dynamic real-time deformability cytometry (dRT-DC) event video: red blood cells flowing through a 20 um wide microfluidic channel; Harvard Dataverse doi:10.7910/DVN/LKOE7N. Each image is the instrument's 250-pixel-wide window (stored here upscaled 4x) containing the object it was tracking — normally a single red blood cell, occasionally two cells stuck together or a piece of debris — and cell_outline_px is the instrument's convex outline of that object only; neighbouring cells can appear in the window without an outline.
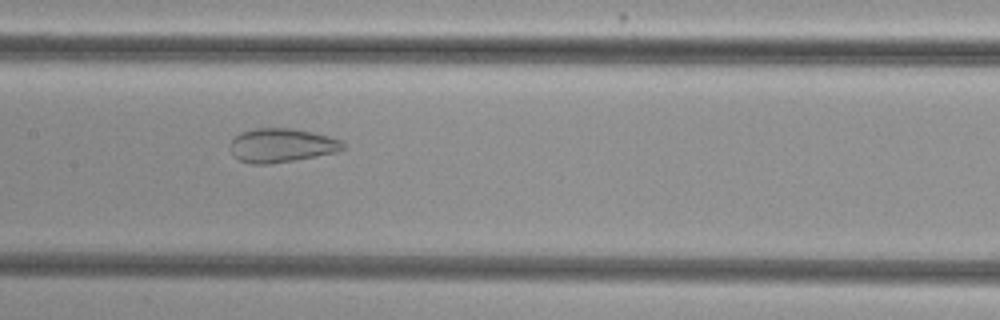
{"species": "common noctule bat (a hibernating species)", "species_latin": "Nyctalus noctula", "temperature_condition": "cold", "stored_images_in_passage": 49, "camera_frame_rate_fps": 3000, "um_per_image_px": 0.085, "animal": {"sex": "female", "body_mass_g": 29.2, "forearm_length_mm": 56.3}, "frame": {"image": 1, "passage_image": 22, "time_ms": 7.0, "image_size_px": [1000, 320], "cell_outline_px": [[344, 148], [336, 152], [292, 160], [268, 164], [252, 164], [240, 160], [232, 152], [232, 140], [240, 132], [256, 128], [292, 128], [312, 132], [328, 136], [340, 140], [344, 144]], "centroid_in_image_um": [23.94, 12.34], "position_along_channel_um": 183.5, "area_um2": 21.85}}
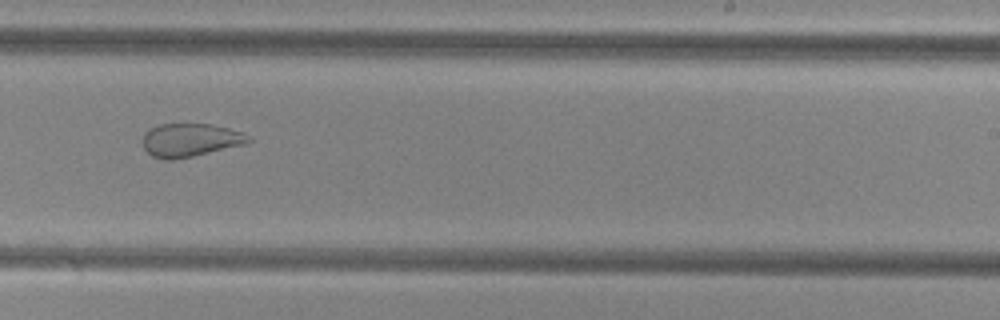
{"frame": {"image": 2, "passage_image": 29, "time_ms": 9.333, "image_size_px": [1000, 320], "cell_outline_px": [[252, 140], [244, 144], [192, 156], [172, 160], [164, 160], [152, 156], [144, 148], [144, 132], [148, 128], [160, 124], [212, 124], [244, 132], [252, 136]], "centroid_in_image_um": [16.18, 11.89], "position_along_channel_um": 272.8, "area_um2": 20.52}}
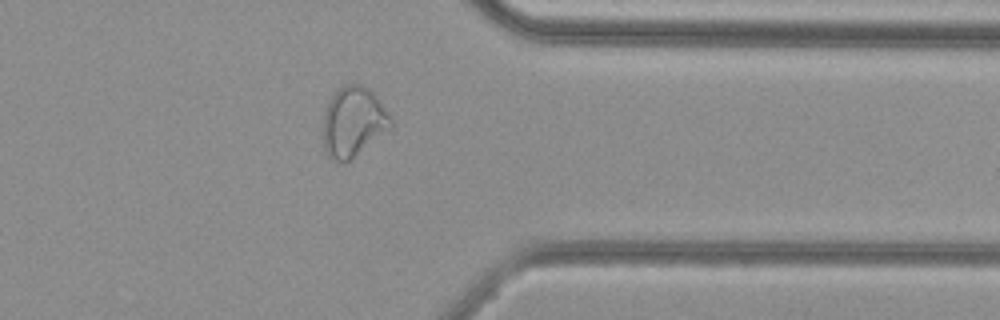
{"frame": {"image": 3, "passage_image": 38, "time_ms": 12.333, "image_size_px": [1000, 320], "cell_outline_px": [[392, 128], [344, 164], [332, 160], [324, 152], [324, 112], [332, 96], [344, 84], [364, 84], [376, 96], [392, 120]], "centroid_in_image_um": [30.03, 10.38], "position_along_channel_um": 381.4, "area_um2": 27.46}, "authors_computed_cell_mechanics": {"area_um2": 29.2468, "velocity_mm_per_s": 3.8443, "shape_relaxation_time_tau1_ms": null, "shape_relaxation_time_tau2_ms": 1.1822, "deformation_change_tau1": null, "deformation_change_tau2": 0.0729}}